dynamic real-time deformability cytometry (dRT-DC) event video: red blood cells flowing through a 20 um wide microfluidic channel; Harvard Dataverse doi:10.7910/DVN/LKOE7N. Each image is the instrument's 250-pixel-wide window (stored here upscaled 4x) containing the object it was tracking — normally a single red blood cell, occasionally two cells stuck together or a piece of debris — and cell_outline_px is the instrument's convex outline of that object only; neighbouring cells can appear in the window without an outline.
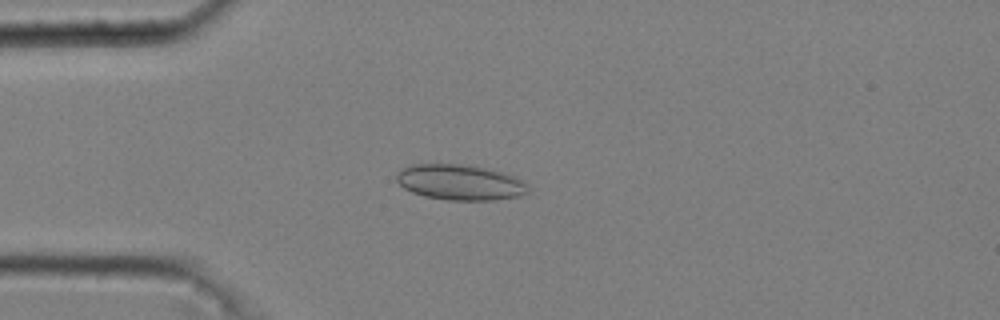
{"species": "common noctule bat (a hibernating species)", "species_latin": "Nyctalus noctula", "temperature_condition": "cold", "stored_images_in_passage": 47, "camera_frame_rate_fps": 3000, "um_per_image_px": 0.085, "animal": {"sex": "male", "body_mass_g": 20.4}, "frame": {"image": 1, "passage_image": 9, "time_ms": 2.667, "image_size_px": [1000, 320], "cell_outline_px": [[532, 192], [520, 196], [496, 200], [448, 200], [424, 196], [412, 192], [404, 188], [396, 180], [396, 176], [404, 168], [412, 164], [460, 164], [484, 168], [516, 176], [528, 184]], "centroid_in_image_um": [39.17, 15.51], "position_along_channel_um": 45.8, "area_um2": 27.28}}
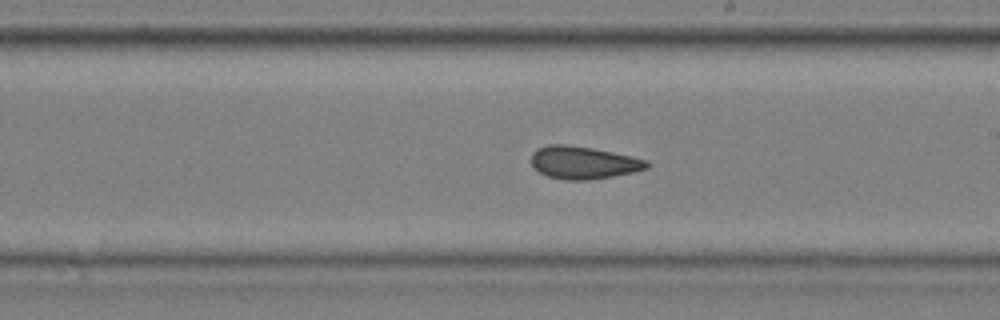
{"frame": {"image": 2, "passage_image": 26, "time_ms": 8.333, "image_size_px": [1000, 320], "cell_outline_px": [[652, 164], [648, 168], [632, 172], [612, 176], [588, 180], [564, 180], [548, 176], [540, 172], [532, 164], [532, 152], [536, 148], [548, 144], [564, 144], [592, 148], [632, 156], [648, 160]], "centroid_in_image_um": [49.6, 13.81], "position_along_channel_um": 239.4, "area_um2": 21.96}}
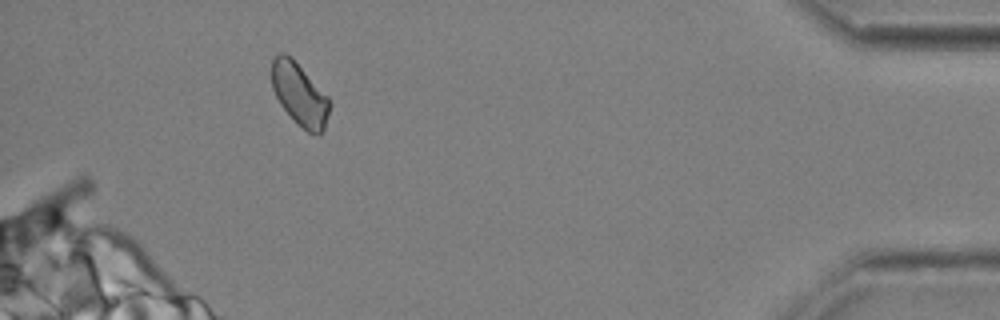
{"frame": {"image": 3, "passage_image": 44, "time_ms": 14.333, "image_size_px": [1000, 320], "cell_outline_px": [[332, 104], [324, 132], [320, 136], [316, 136], [308, 132], [296, 124], [280, 104], [272, 88], [272, 60], [280, 52], [284, 52], [292, 56], [328, 96]], "centroid_in_image_um": [25.5, 8.05], "position_along_channel_um": 409.7, "area_um2": 21.68}, "authors_computed_cell_mechanics": {"area_um2": 22.0796, "velocity_mm_per_s": 3.6774, "shape_relaxation_time_tau1_ms": null, "shape_relaxation_time_tau2_ms": 5.3775, "deformation_change_tau1": null, "deformation_change_tau2": 0.0706}}